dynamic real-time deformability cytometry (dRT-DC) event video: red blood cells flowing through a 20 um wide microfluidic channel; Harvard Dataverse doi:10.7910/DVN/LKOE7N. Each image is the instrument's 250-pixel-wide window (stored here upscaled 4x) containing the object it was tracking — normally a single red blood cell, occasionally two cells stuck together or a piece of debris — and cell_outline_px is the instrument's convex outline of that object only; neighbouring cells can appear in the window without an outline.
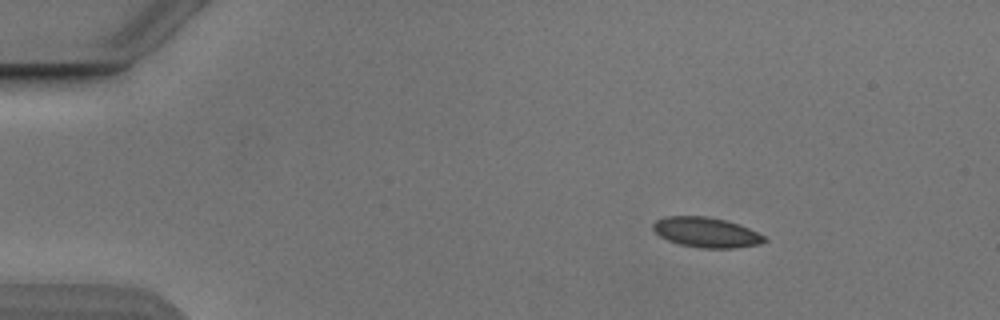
{"species": "Egyptian fruit bat (a non-hibernating species)", "species_latin": "Rousettus aegyptiacus", "temperature_condition": "cold", "stored_images_in_passage": 42, "segment_of_instrument_passage": [1, 2], "camera_frame_rate_fps": 3000, "um_per_image_px": 0.085, "animal": {"sex": "male"}, "frame": {"image": 1, "passage_image": 1, "time_ms": 0.0, "image_size_px": [1000, 320], "cell_outline_px": [[768, 240], [760, 244], [736, 248], [700, 248], [680, 244], [668, 240], [660, 236], [652, 228], [652, 224], [656, 220], [664, 216], [704, 216], [724, 220], [748, 228], [764, 236]], "centroid_in_image_um": [60.01, 19.75], "position_along_channel_um": 25.0, "area_um2": 19.36}}
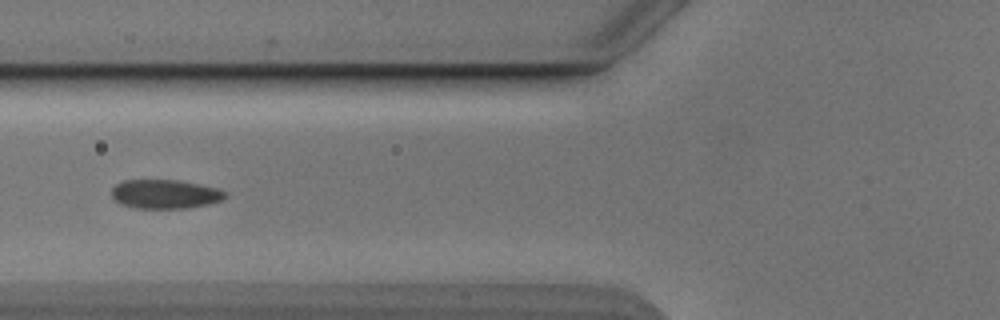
{"frame": {"image": 2, "passage_image": 14, "time_ms": 4.333, "image_size_px": [1000, 320], "cell_outline_px": [[228, 196], [220, 200], [208, 204], [188, 208], [132, 208], [120, 204], [112, 200], [112, 188], [116, 184], [124, 180], [180, 180], [220, 188], [228, 192]], "centroid_in_image_um": [14.04, 16.5], "position_along_channel_um": 111.8, "area_um2": 19.54}}
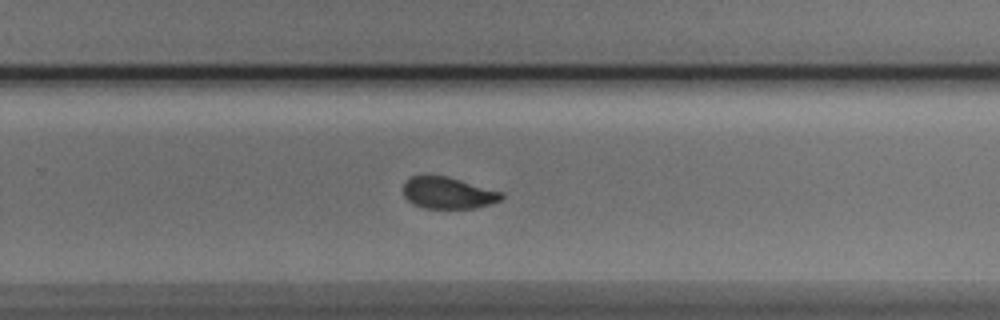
{"frame": {"image": 3, "passage_image": 28, "time_ms": 9.0, "image_size_px": [1000, 320], "cell_outline_px": [[504, 196], [500, 200], [492, 204], [476, 208], [424, 208], [412, 204], [404, 196], [404, 184], [412, 176], [448, 176], [504, 192]], "centroid_in_image_um": [38.13, 16.41], "position_along_channel_um": 291.7, "area_um2": 18.15}}